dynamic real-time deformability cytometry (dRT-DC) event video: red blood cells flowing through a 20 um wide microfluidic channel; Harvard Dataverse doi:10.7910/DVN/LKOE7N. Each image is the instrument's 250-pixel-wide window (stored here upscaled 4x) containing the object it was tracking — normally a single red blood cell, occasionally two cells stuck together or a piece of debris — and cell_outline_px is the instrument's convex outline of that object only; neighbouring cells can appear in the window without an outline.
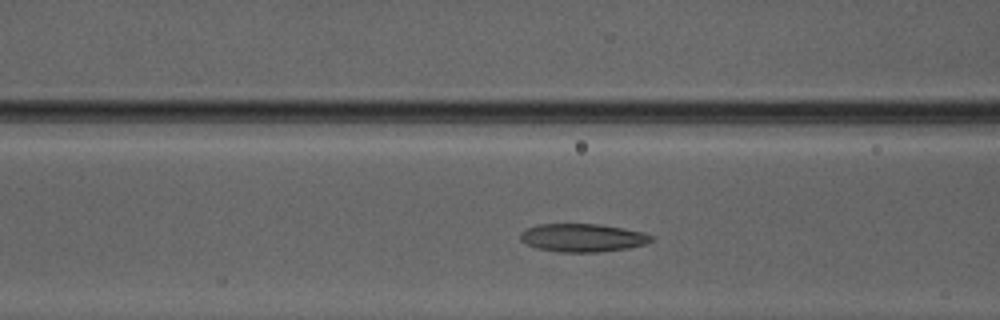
{"species": "Egyptian fruit bat (a non-hibernating species)", "species_latin": "Rousettus aegyptiacus", "temperature_condition": "warm", "stored_images_in_passage": 12, "camera_frame_rate_fps": 3000, "um_per_image_px": 0.085, "animal": {"sex": "male"}, "frame": {"image": 1, "passage_image": 10, "time_ms": 3.0, "image_size_px": [1000, 320], "cell_outline_px": [[652, 240], [644, 244], [628, 248], [600, 252], [556, 252], [536, 248], [520, 240], [520, 232], [528, 228], [540, 224], [600, 224], [624, 228], [644, 232], [652, 236]], "centroid_in_image_um": [49.51, 20.21], "position_along_channel_um": 117.1, "area_um2": 21.5}}